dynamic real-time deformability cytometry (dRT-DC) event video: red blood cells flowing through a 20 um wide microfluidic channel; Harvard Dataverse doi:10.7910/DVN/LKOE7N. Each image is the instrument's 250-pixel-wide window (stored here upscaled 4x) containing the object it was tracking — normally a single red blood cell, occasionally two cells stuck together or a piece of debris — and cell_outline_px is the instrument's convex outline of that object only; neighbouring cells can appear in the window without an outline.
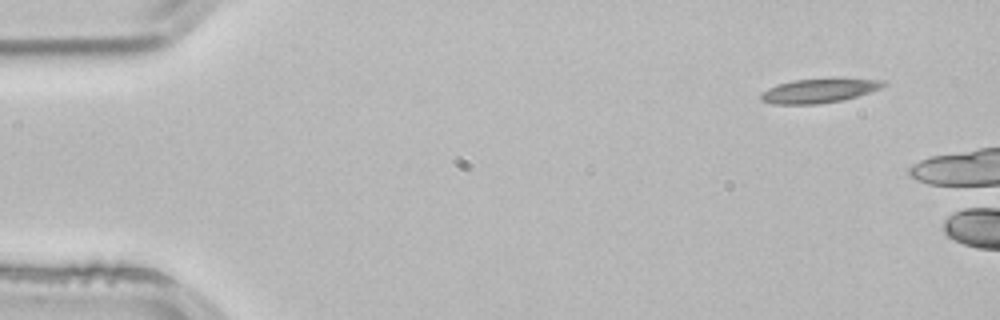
{"species": "common noctule bat (a hibernating species)", "species_latin": "Nyctalus noctula", "temperature_condition": "room temperature", "stored_images_in_passage": 2, "camera_frame_rate_fps": 3000, "um_per_image_px": 0.085, "animal": {"sex": "male", "body_mass_g": 21.5, "forearm_length_mm": 52.0}, "frame": {"image": 1, "passage_image": 1, "time_ms": 0.0, "image_size_px": [1000, 320], "cell_outline_px": [[888, 84], [880, 88], [856, 96], [840, 100], [820, 104], [772, 104], [760, 100], [760, 92], [768, 88], [792, 80], [884, 80]], "centroid_in_image_um": [69.52, 7.74], "position_along_channel_um": 15.5, "area_um2": 16.59}}